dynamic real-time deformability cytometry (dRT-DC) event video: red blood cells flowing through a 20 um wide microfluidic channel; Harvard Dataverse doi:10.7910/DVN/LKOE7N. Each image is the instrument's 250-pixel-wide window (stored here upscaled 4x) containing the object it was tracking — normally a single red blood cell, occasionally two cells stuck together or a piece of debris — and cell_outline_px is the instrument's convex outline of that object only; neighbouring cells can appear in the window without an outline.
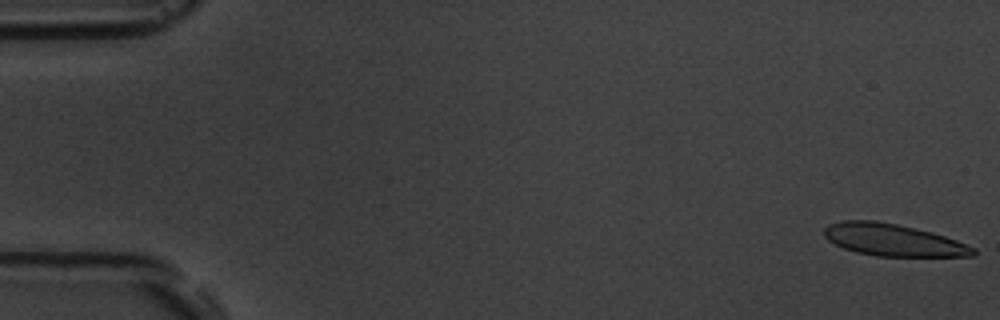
{"species": "common noctule bat (a hibernating species)", "species_latin": "Nyctalus noctula", "temperature_condition": "room temperature", "stored_images_in_passage": 7, "camera_frame_rate_fps": 3000, "um_per_image_px": 0.085, "animal": {"sex": "male", "body_mass_g": 19.5, "forearm_length_mm": 54.6}, "frame": {"image": 1, "passage_image": 1, "time_ms": 0.0, "image_size_px": [1000, 320], "cell_outline_px": [[976, 252], [972, 256], [876, 256], [856, 252], [844, 248], [828, 240], [824, 236], [824, 228], [828, 224], [840, 220], [876, 220], [896, 224], [932, 232], [956, 240], [976, 248]], "centroid_in_image_um": [75.88, 20.39], "position_along_channel_um": 9.1, "area_um2": 27.8}}